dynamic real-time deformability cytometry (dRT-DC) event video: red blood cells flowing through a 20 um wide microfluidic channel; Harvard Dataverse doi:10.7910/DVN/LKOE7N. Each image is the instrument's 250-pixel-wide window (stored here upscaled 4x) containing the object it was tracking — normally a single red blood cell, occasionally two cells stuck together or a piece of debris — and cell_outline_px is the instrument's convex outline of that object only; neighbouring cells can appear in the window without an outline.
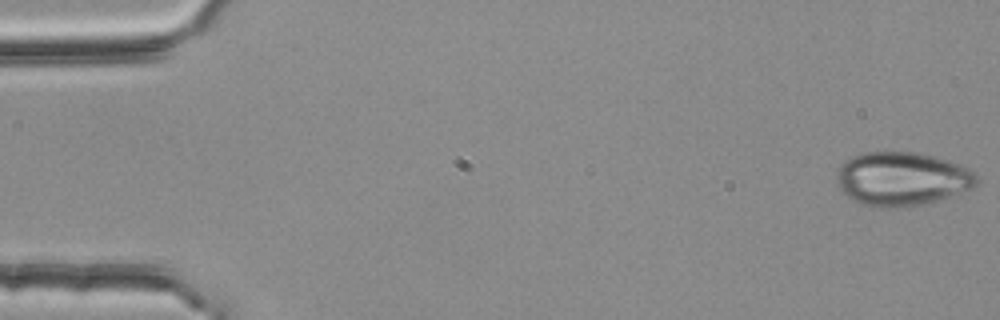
{"species": "common noctule bat (a hibernating species)", "species_latin": "Nyctalus noctula", "temperature_condition": "room temperature", "stored_images_in_passage": 54, "camera_frame_rate_fps": 3000, "um_per_image_px": 0.085, "animal": {"sex": "female", "body_mass_g": 25.1}, "frame": {"image": 1, "passage_image": 1, "time_ms": 0.0, "image_size_px": [1000, 320], "cell_outline_px": [[980, 180], [972, 188], [924, 204], [908, 208], [880, 208], [860, 204], [852, 200], [840, 188], [836, 176], [836, 172], [840, 164], [844, 160], [860, 152], [920, 152], [936, 156], [948, 160], [972, 172]], "centroid_in_image_um": [76.61, 15.2], "position_along_channel_um": 8.4, "area_um2": 44.1}}
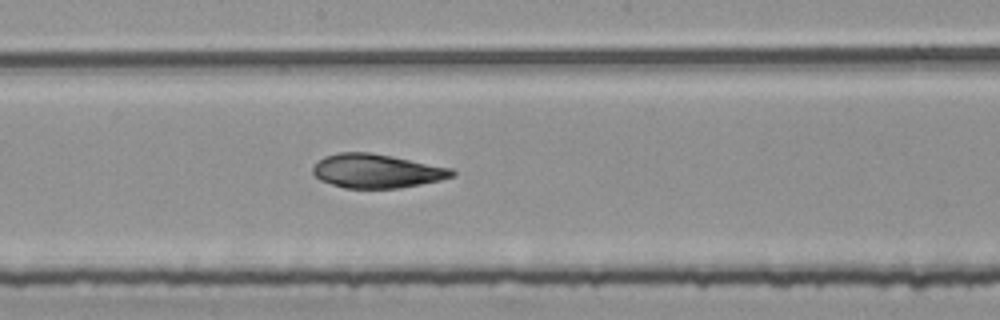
{"frame": {"image": 2, "passage_image": 29, "time_ms": 9.333, "image_size_px": [1000, 320], "cell_outline_px": [[456, 176], [440, 180], [400, 188], [344, 188], [320, 180], [312, 172], [312, 168], [324, 156], [340, 152], [368, 152], [392, 156], [452, 168], [456, 172]], "centroid_in_image_um": [32.04, 14.53], "position_along_channel_um": 216.2, "area_um2": 27.46}}
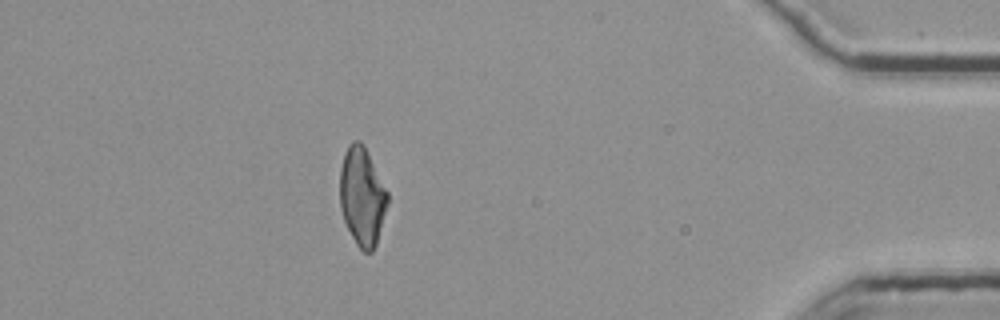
{"frame": {"image": 3, "passage_image": 48, "time_ms": 15.667, "image_size_px": [1000, 320], "cell_outline_px": [[388, 204], [376, 244], [372, 252], [364, 252], [356, 244], [344, 220], [340, 208], [340, 168], [344, 152], [348, 144], [352, 140], [360, 140], [364, 144], [388, 192]], "centroid_in_image_um": [30.77, 16.66], "position_along_channel_um": 404.4, "area_um2": 27.46}, "authors_computed_cell_mechanics": {"area_um2": 28.2642, "velocity_mm_per_s": 3.7865, "shape_relaxation_time_tau1_ms": null, "shape_relaxation_time_tau2_ms": 2.7752, "deformation_change_tau1": null, "deformation_change_tau2": 0.0756}}